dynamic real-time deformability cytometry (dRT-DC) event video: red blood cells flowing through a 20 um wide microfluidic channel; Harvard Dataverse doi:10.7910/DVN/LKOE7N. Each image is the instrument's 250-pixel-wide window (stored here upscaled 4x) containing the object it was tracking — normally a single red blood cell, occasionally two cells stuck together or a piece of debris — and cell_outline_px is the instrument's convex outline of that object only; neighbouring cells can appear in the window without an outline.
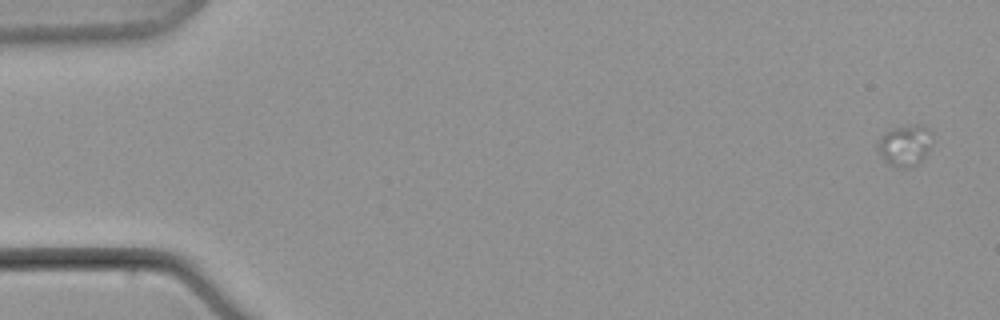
{"species": "common noctule bat (a hibernating species)", "species_latin": "Nyctalus noctula", "temperature_condition": "warm", "stored_images_in_passage": 8, "camera_frame_rate_fps": 3000, "um_per_image_px": 0.085, "animal": {"sex": "male", "body_mass_g": 21.5, "forearm_length_mm": 52.0}, "frame": {"image": 1, "passage_image": 1, "time_ms": 0.0, "image_size_px": [1000, 320], "cell_outline_px": [[932, 140], [920, 164], [900, 168], [888, 164], [880, 152], [876, 144], [880, 136], [884, 132], [892, 128], [912, 124], [924, 124], [932, 132]], "centroid_in_image_um": [76.93, 12.31], "position_along_channel_um": 8.1, "area_um2": 13.18}}